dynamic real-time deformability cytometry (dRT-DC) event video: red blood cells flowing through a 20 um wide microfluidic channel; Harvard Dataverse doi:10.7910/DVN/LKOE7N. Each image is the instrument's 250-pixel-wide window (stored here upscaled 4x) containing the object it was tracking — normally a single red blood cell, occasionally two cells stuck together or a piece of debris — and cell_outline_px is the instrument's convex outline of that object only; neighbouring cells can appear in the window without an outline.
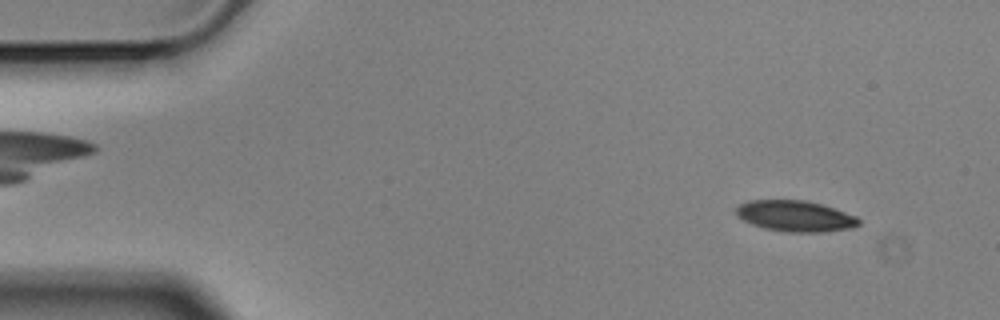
{"species": "Egyptian fruit bat (a non-hibernating species)", "species_latin": "Rousettus aegyptiacus", "temperature_condition": "cold", "stored_images_in_passage": 54, "camera_frame_rate_fps": 3000, "um_per_image_px": 0.085, "animal": {"sex": "male"}, "frame": {"image": 1, "passage_image": 3, "time_ms": 0.667, "image_size_px": [1000, 320], "cell_outline_px": [[860, 224], [852, 228], [824, 232], [788, 232], [764, 228], [752, 224], [736, 216], [736, 208], [740, 204], [748, 200], [804, 200], [820, 204], [856, 216], [860, 220]], "centroid_in_image_um": [67.58, 18.37], "position_along_channel_um": 17.4, "area_um2": 22.02}}
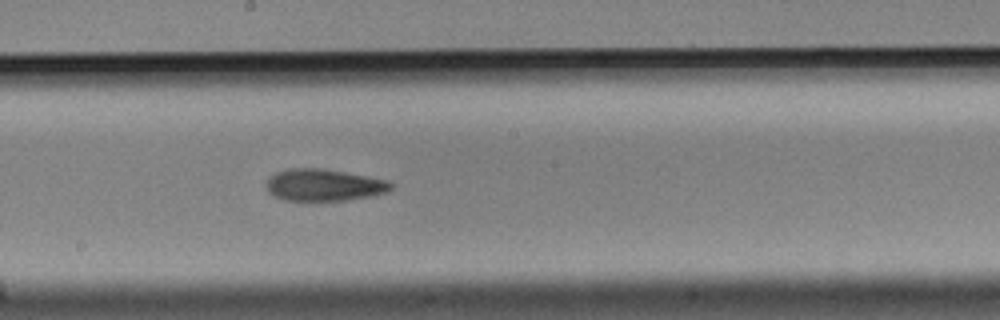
{"frame": {"image": 2, "passage_image": 28, "time_ms": 9.0, "image_size_px": [1000, 320], "cell_outline_px": [[392, 188], [388, 192], [372, 196], [344, 200], [284, 200], [272, 196], [268, 192], [268, 180], [276, 172], [288, 168], [324, 168], [392, 180]], "centroid_in_image_um": [27.59, 15.71], "position_along_channel_um": 220.6, "area_um2": 23.35}}
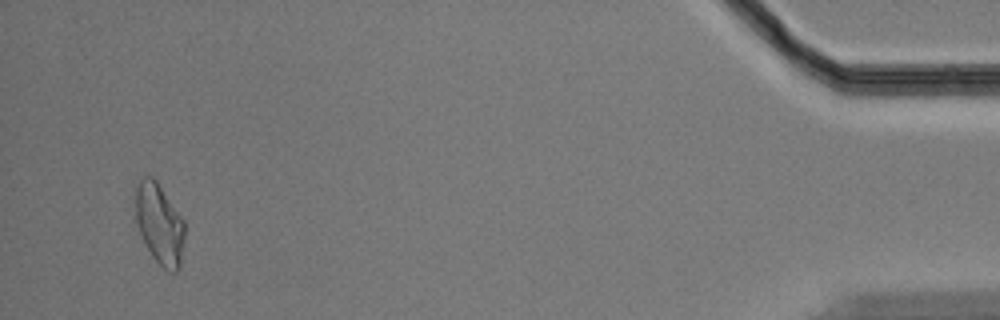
{"frame": {"image": 3, "passage_image": 52, "time_ms": 17.0, "image_size_px": [1000, 320], "cell_outline_px": [[184, 240], [180, 268], [176, 272], [168, 272], [152, 256], [136, 224], [136, 188], [140, 180], [144, 176], [152, 176], [156, 180], [184, 220]], "centroid_in_image_um": [13.57, 19.05], "position_along_channel_um": 421.6, "area_um2": 22.89}, "authors_computed_cell_mechanics": {"area_um2": 22.831, "velocity_mm_per_s": 3.5201, "shape_relaxation_time_tau1_ms": 4.0008, "shape_relaxation_time_tau2_ms": 1.8653, "deformation_change_tau1": 0.1407, "deformation_change_tau2": 0.0883}}